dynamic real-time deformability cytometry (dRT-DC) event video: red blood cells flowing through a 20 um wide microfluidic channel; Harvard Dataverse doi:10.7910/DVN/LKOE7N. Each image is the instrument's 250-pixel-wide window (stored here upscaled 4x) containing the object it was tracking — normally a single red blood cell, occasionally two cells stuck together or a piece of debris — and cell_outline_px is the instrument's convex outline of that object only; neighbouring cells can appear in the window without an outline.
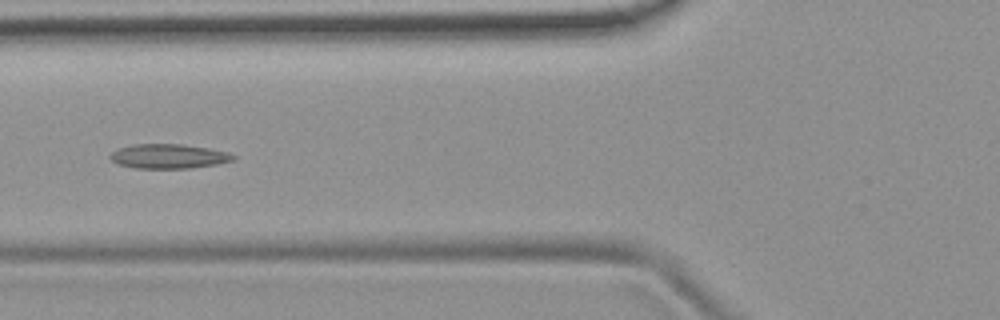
{"species": "common noctule bat (a hibernating species)", "species_latin": "Nyctalus noctula", "temperature_condition": "room temperature", "stored_images_in_passage": 7, "camera_frame_rate_fps": 3000, "um_per_image_px": 0.085, "animal": {"sex": "female", "body_mass_g": 19.9}, "frame": {"image": 1, "passage_image": 4, "time_ms": 1.0, "image_size_px": [1000, 320], "cell_outline_px": [[236, 160], [216, 164], [192, 168], [136, 168], [116, 164], [108, 156], [112, 152], [120, 148], [132, 144], [180, 144], [208, 148], [228, 152], [236, 156]], "centroid_in_image_um": [14.34, 13.28], "position_along_channel_um": 111.5, "area_um2": 17.57}}
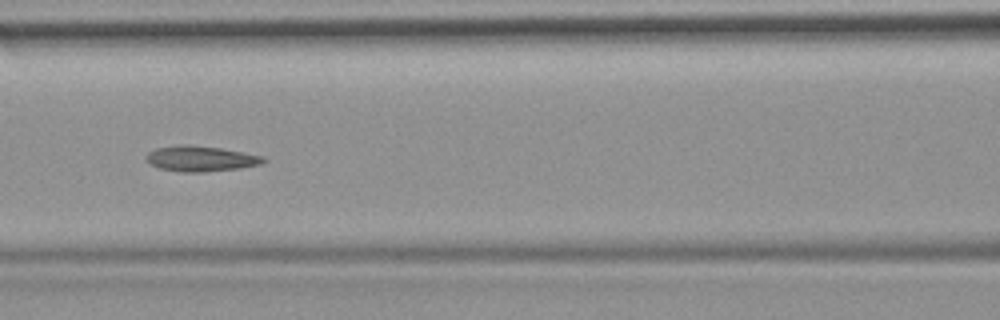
{"frame": {"image": 2, "passage_image": 5, "time_ms": 1.333, "image_size_px": [1000, 320], "cell_outline_px": [[268, 160], [260, 164], [240, 168], [204, 172], [180, 172], [160, 168], [148, 164], [144, 160], [144, 156], [148, 152], [156, 148], [180, 144], [188, 144], [220, 148], [244, 152], [264, 156]], "centroid_in_image_um": [17.02, 13.48], "position_along_channel_um": 149.6, "area_um2": 17.69}}
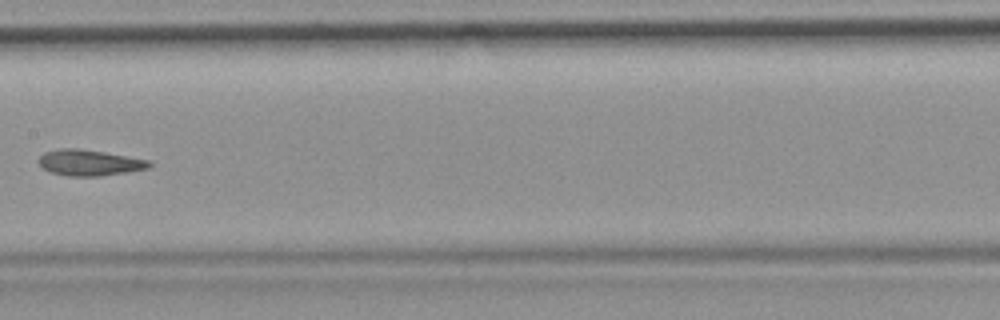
{"frame": {"image": 3, "passage_image": 6, "time_ms": 1.667, "image_size_px": [1000, 320], "cell_outline_px": [[152, 164], [148, 168], [128, 172], [100, 176], [64, 176], [48, 172], [40, 164], [40, 156], [44, 152], [60, 148], [80, 148], [152, 160]], "centroid_in_image_um": [7.62, 13.83], "position_along_channel_um": 199.8, "area_um2": 16.88}}